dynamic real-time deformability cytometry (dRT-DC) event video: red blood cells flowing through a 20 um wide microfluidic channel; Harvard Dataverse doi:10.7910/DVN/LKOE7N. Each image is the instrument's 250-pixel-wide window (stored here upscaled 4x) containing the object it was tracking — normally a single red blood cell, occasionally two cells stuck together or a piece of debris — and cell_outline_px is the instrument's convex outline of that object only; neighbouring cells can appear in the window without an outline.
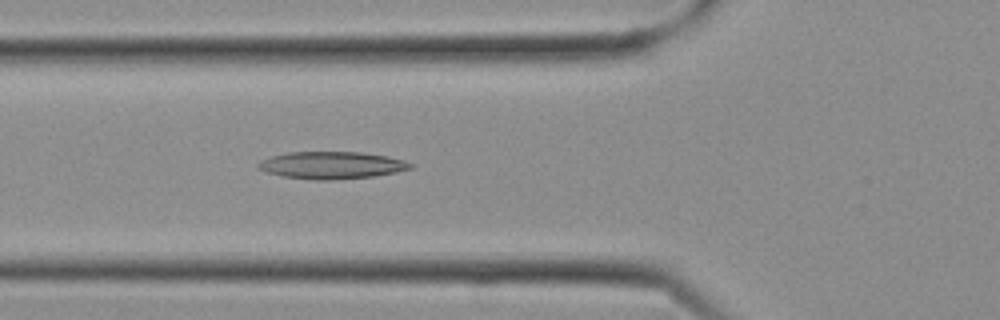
{"species": "Egyptian fruit bat (a non-hibernating species)", "species_latin": "Rousettus aegyptiacus", "temperature_condition": "cold", "stored_images_in_passage": 9, "camera_frame_rate_fps": 3000, "um_per_image_px": 0.085, "frame": {"image": 1, "passage_image": 9, "time_ms": 2.667, "image_size_px": [1000, 320], "cell_outline_px": [[412, 168], [396, 172], [372, 176], [332, 180], [316, 180], [284, 176], [268, 172], [256, 168], [256, 164], [260, 160], [272, 156], [288, 152], [360, 152], [388, 156], [404, 160], [412, 164]], "centroid_in_image_um": [28.17, 14.04], "position_along_channel_um": 97.6, "area_um2": 24.04}}